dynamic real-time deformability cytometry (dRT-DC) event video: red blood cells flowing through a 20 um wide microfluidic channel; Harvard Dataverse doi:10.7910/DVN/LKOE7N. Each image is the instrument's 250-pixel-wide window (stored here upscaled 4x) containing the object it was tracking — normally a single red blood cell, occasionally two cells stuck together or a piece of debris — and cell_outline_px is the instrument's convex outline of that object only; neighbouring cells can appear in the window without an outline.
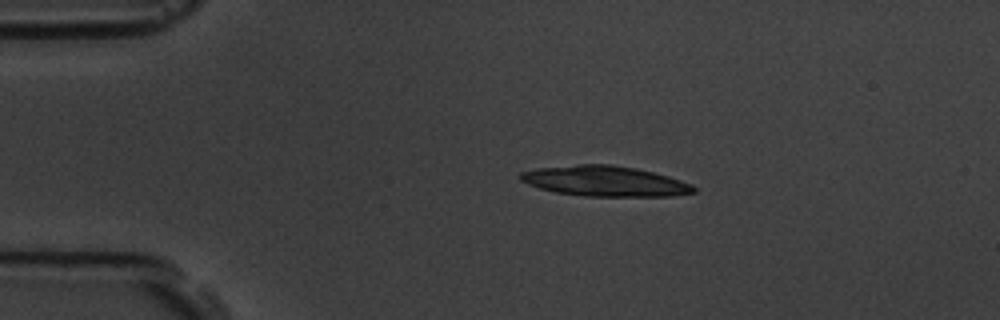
{"species": "common noctule bat (a hibernating species)", "species_latin": "Nyctalus noctula", "temperature_condition": "room temperature", "stored_images_in_passage": 9, "camera_frame_rate_fps": 3000, "um_per_image_px": 0.085, "animal": {"sex": "male", "body_mass_g": 19.5, "forearm_length_mm": 54.6}, "frame": {"image": 1, "passage_image": 1, "time_ms": 0.0, "image_size_px": [1000, 320], "cell_outline_px": [[696, 192], [672, 196], [584, 196], [556, 192], [540, 188], [528, 184], [520, 180], [520, 172], [536, 168], [580, 164], [612, 164], [636, 168], [668, 176], [692, 184], [696, 188]], "centroid_in_image_um": [51.42, 15.39], "position_along_channel_um": 33.6, "area_um2": 30.63}}
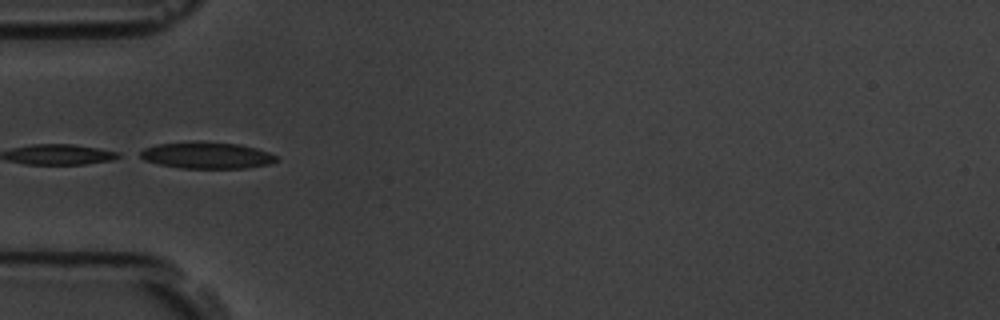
{"frame": {"image": 2, "passage_image": 3, "time_ms": 0.667, "image_size_px": [1000, 320], "cell_outline_px": [[280, 160], [268, 164], [248, 168], [180, 168], [160, 164], [144, 160], [136, 156], [136, 152], [144, 148], [156, 144], [196, 140], [240, 144], [256, 148], [280, 156]], "centroid_in_image_um": [17.55, 13.19], "position_along_channel_um": 67.5, "area_um2": 21.68}}
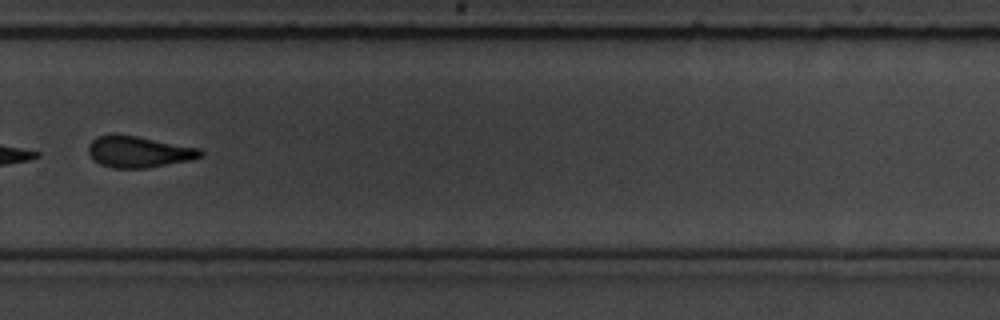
{"frame": {"image": 3, "passage_image": 9, "time_ms": 2.667, "image_size_px": [1000, 320], "cell_outline_px": [[204, 156], [192, 160], [148, 168], [112, 168], [100, 164], [88, 152], [88, 144], [96, 136], [112, 132], [116, 132], [200, 148], [204, 152]], "centroid_in_image_um": [11.79, 12.88], "position_along_channel_um": 318.0, "area_um2": 20.92}}